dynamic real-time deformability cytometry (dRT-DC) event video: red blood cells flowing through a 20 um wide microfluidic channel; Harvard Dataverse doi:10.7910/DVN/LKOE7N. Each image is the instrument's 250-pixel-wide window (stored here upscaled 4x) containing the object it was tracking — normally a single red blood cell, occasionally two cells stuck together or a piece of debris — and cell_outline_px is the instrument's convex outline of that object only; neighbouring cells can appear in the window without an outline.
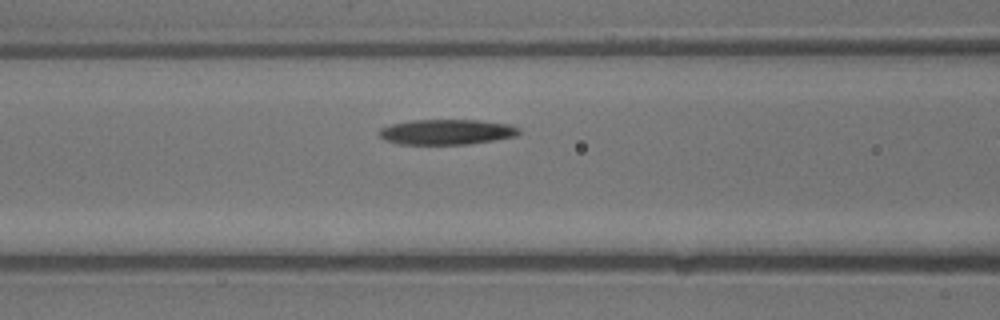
{"species": "common noctule bat (a hibernating species)", "species_latin": "Nyctalus noctula", "temperature_condition": "warm", "stored_images_in_passage": 7, "camera_frame_rate_fps": 3000, "um_per_image_px": 0.085, "animal": {"sex": "male", "body_mass_g": 13.3}, "frame": {"image": 1, "passage_image": 6, "time_ms": 1.667, "image_size_px": [1000, 320], "cell_outline_px": [[520, 132], [516, 136], [468, 144], [400, 144], [384, 140], [380, 136], [380, 128], [392, 124], [412, 120], [480, 120], [508, 124], [520, 128]], "centroid_in_image_um": [37.97, 11.21], "position_along_channel_um": 128.6, "area_um2": 20.46}}